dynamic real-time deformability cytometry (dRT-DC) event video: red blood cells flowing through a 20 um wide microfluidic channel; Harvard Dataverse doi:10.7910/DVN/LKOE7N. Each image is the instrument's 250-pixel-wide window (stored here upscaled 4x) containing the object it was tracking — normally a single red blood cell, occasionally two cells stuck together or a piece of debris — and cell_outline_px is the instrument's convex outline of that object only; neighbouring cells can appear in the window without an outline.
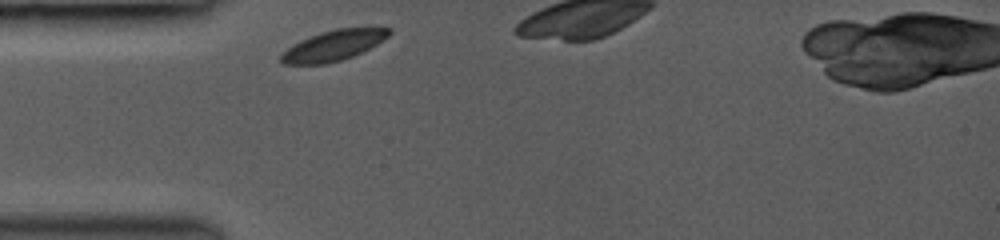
{"species": "common noctule bat (a hibernating species)", "species_latin": "Nyctalus noctula", "temperature_condition": "room temperature", "stored_images_in_passage": 8, "camera_frame_rate_fps": 3000, "um_per_image_px": 0.085, "animal": {"sex": "female", "body_mass_g": 19.0, "forearm_length_mm": 53.3}, "frame": {"image": 1, "passage_image": 1, "time_ms": 0.0, "image_size_px": [1000, 240], "cell_outline_px": [[392, 32], [388, 36], [376, 44], [352, 56], [340, 60], [324, 64], [284, 64], [280, 60], [280, 56], [288, 48], [300, 40], [308, 36], [320, 32], [336, 28], [392, 28]], "centroid_in_image_um": [28.32, 3.86], "position_along_channel_um": 56.7, "area_um2": 18.84}}
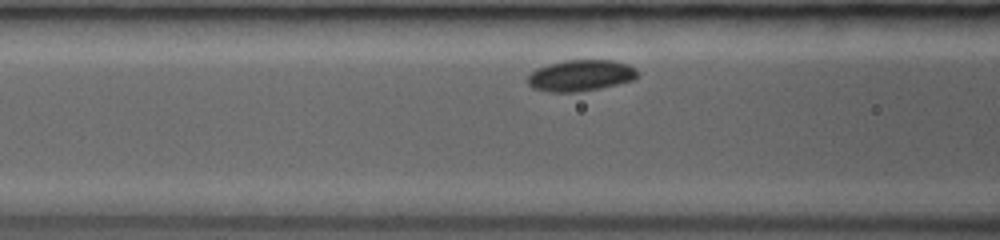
{"frame": {"image": 2, "passage_image": 6, "time_ms": 1.667, "image_size_px": [1000, 240], "cell_outline_px": [[636, 80], [600, 88], [576, 92], [548, 92], [532, 88], [528, 84], [528, 76], [536, 68], [548, 64], [564, 60], [616, 60], [628, 64], [636, 68]], "centroid_in_image_um": [49.36, 6.41], "position_along_channel_um": 117.2, "area_um2": 20.17}}